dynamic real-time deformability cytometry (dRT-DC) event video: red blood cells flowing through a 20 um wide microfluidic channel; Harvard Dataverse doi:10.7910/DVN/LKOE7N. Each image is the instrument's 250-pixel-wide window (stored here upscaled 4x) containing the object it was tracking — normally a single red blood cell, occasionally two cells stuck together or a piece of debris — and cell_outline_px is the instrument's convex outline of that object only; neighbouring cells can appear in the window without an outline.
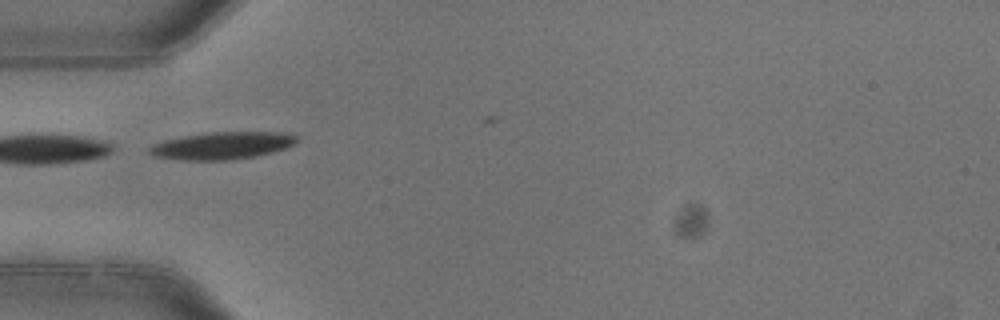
{"species": "common noctule bat (a hibernating species)", "species_latin": "Nyctalus noctula", "temperature_condition": "warm", "stored_images_in_passage": 2, "camera_frame_rate_fps": 3000, "um_per_image_px": 0.085, "animal": {"sex": "female"}, "frame": {"image": 1, "passage_image": 1, "time_ms": 0.0, "image_size_px": [1000, 320], "cell_outline_px": [[296, 144], [272, 152], [256, 156], [232, 160], [184, 160], [156, 156], [148, 152], [148, 148], [152, 144], [164, 140], [184, 136], [208, 132], [288, 132], [296, 136]], "centroid_in_image_um": [18.89, 12.37], "position_along_channel_um": 66.1, "area_um2": 23.47}}